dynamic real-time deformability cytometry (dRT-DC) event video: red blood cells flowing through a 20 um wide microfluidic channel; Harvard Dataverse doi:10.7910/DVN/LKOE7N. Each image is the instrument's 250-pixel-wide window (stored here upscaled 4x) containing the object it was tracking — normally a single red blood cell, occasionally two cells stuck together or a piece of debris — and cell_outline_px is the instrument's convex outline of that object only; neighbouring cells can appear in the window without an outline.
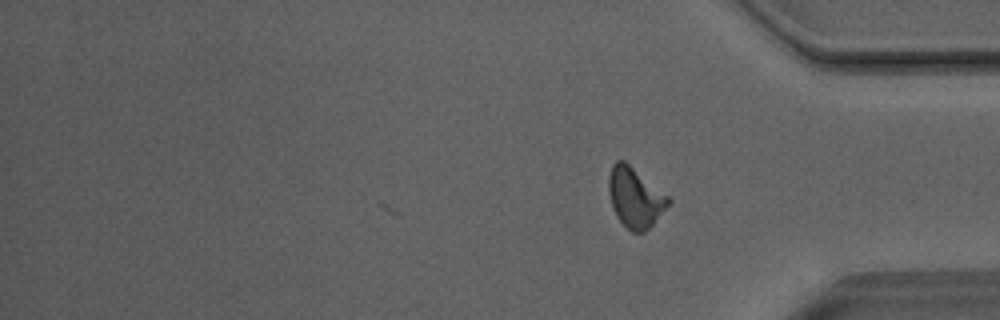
{"species": "Egyptian fruit bat (a non-hibernating species)", "species_latin": "Rousettus aegyptiacus", "temperature_condition": "room temperature", "stored_images_in_passage": 41, "camera_frame_rate_fps": 3000, "um_per_image_px": 0.085, "animal": {"sex": "male"}, "frame": {"image": 1, "passage_image": 41, "time_ms": 13.333, "image_size_px": [1000, 320], "cell_outline_px": [[672, 200], [652, 224], [644, 232], [632, 232], [616, 216], [612, 208], [608, 192], [608, 176], [612, 164], [616, 160], [624, 160], [668, 196]], "centroid_in_image_um": [53.94, 16.77], "position_along_channel_um": 381.3, "area_um2": 20.58}, "authors_computed_cell_mechanics": {"area_um2": 20.6346, "velocity_mm_per_s": 4.052, "shape_relaxation_time_tau1_ms": 7.8105, "shape_relaxation_time_tau2_ms": 1.807, "deformation_change_tau1": 0.1797, "deformation_change_tau2": 0.0854}}